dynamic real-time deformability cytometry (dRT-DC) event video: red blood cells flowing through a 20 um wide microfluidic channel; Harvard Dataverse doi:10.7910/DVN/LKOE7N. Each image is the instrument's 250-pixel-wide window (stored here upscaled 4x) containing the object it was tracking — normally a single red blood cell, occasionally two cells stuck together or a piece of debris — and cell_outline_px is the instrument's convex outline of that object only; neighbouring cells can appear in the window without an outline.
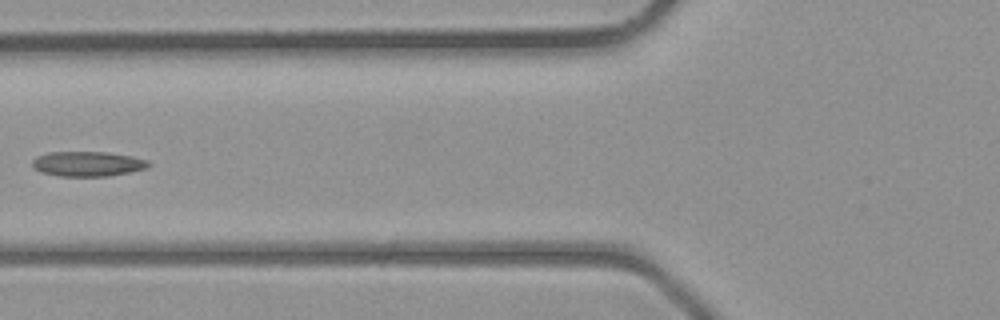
{"species": "common noctule bat (a hibernating species)", "species_latin": "Nyctalus noctula", "temperature_condition": "room temperature", "stored_images_in_passage": 4, "camera_frame_rate_fps": 3000, "um_per_image_px": 0.085, "animal": {"sex": "male", "body_mass_g": 23.1, "forearm_length_mm": 52.7}, "frame": {"image": 1, "passage_image": 4, "time_ms": 3.333, "image_size_px": [1000, 320], "cell_outline_px": [[152, 164], [148, 168], [108, 176], [60, 176], [40, 172], [32, 168], [32, 160], [36, 156], [48, 152], [108, 152], [132, 156], [148, 160]], "centroid_in_image_um": [7.44, 13.92], "position_along_channel_um": 118.4, "area_um2": 17.05}}